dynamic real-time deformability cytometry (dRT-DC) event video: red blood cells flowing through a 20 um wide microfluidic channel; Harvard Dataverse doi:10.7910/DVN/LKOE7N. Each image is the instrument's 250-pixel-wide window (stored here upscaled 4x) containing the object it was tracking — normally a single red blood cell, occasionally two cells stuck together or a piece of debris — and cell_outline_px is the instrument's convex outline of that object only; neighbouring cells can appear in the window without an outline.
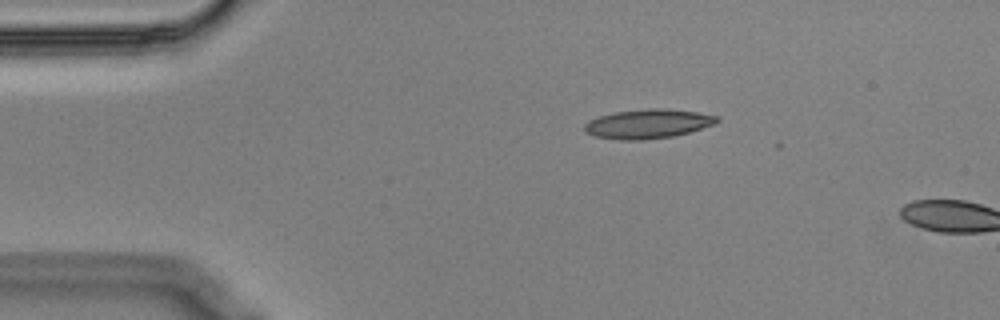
{"species": "Egyptian fruit bat (a non-hibernating species)", "species_latin": "Rousettus aegyptiacus", "temperature_condition": "cold", "stored_images_in_passage": 3, "camera_frame_rate_fps": 3000, "um_per_image_px": 0.085, "animal": {"sex": "male"}, "frame": {"image": 1, "passage_image": 1, "time_ms": 0.0, "image_size_px": [1000, 320], "cell_outline_px": [[720, 120], [716, 124], [688, 132], [672, 136], [644, 140], [620, 140], [596, 136], [584, 132], [584, 124], [588, 120], [612, 112], [648, 108], [664, 108], [696, 112], [720, 116]], "centroid_in_image_um": [55.07, 10.52], "position_along_channel_um": 29.9, "area_um2": 22.72}}